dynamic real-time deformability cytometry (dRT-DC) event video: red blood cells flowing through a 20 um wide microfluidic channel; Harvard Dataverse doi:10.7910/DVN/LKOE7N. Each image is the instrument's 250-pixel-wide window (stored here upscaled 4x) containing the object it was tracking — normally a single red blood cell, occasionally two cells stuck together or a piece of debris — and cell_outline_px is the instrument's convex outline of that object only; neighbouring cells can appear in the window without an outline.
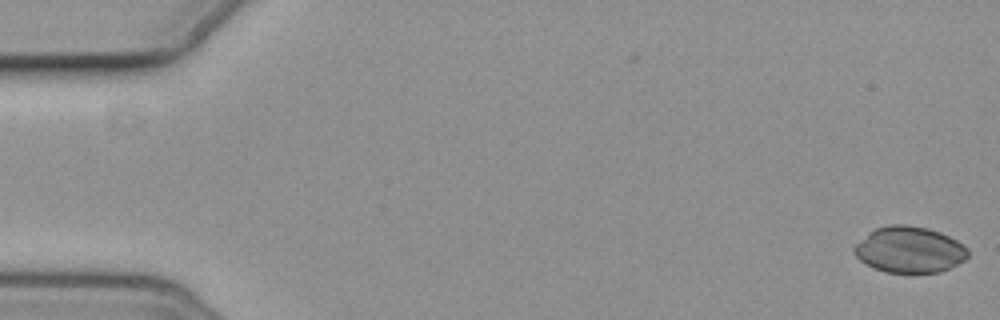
{"species": "common noctule bat (a hibernating species)", "species_latin": "Nyctalus noctula", "temperature_condition": "cold", "stored_images_in_passage": 6, "camera_frame_rate_fps": 3000, "um_per_image_px": 0.085, "animal": {"sex": "female", "body_mass_g": 19.3, "forearm_length_mm": 54.1}, "frame": {"image": 1, "passage_image": 1, "time_ms": 0.0, "image_size_px": [1000, 320], "cell_outline_px": [[968, 256], [964, 260], [940, 272], [912, 276], [884, 272], [860, 260], [852, 252], [852, 248], [868, 232], [876, 228], [892, 224], [904, 224], [928, 228], [940, 232], [956, 240], [968, 248]], "centroid_in_image_um": [77.29, 21.26], "position_along_channel_um": 7.7, "area_um2": 31.21}}